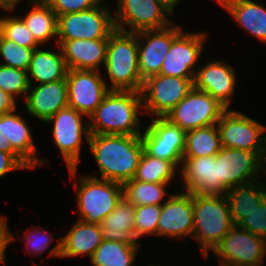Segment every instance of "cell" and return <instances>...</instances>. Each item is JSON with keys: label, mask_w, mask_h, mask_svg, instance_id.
<instances>
[{"label": "cell", "mask_w": 266, "mask_h": 266, "mask_svg": "<svg viewBox=\"0 0 266 266\" xmlns=\"http://www.w3.org/2000/svg\"><path fill=\"white\" fill-rule=\"evenodd\" d=\"M101 179L124 184L135 176L144 151L141 135L90 134Z\"/></svg>", "instance_id": "6da1fadb"}, {"label": "cell", "mask_w": 266, "mask_h": 266, "mask_svg": "<svg viewBox=\"0 0 266 266\" xmlns=\"http://www.w3.org/2000/svg\"><path fill=\"white\" fill-rule=\"evenodd\" d=\"M140 108V92L110 90L89 117L90 134L141 135Z\"/></svg>", "instance_id": "7a4b0ae2"}, {"label": "cell", "mask_w": 266, "mask_h": 266, "mask_svg": "<svg viewBox=\"0 0 266 266\" xmlns=\"http://www.w3.org/2000/svg\"><path fill=\"white\" fill-rule=\"evenodd\" d=\"M104 66L110 90L140 92L143 80L139 73L137 33L115 29L109 36Z\"/></svg>", "instance_id": "3957f363"}, {"label": "cell", "mask_w": 266, "mask_h": 266, "mask_svg": "<svg viewBox=\"0 0 266 266\" xmlns=\"http://www.w3.org/2000/svg\"><path fill=\"white\" fill-rule=\"evenodd\" d=\"M193 212L192 237L201 243L200 252L206 258L235 224L225 195L193 194Z\"/></svg>", "instance_id": "277c9868"}, {"label": "cell", "mask_w": 266, "mask_h": 266, "mask_svg": "<svg viewBox=\"0 0 266 266\" xmlns=\"http://www.w3.org/2000/svg\"><path fill=\"white\" fill-rule=\"evenodd\" d=\"M74 184L79 211V220L86 223L101 224L123 198L120 183L95 176L82 177ZM77 187H79L77 189Z\"/></svg>", "instance_id": "5b68a950"}, {"label": "cell", "mask_w": 266, "mask_h": 266, "mask_svg": "<svg viewBox=\"0 0 266 266\" xmlns=\"http://www.w3.org/2000/svg\"><path fill=\"white\" fill-rule=\"evenodd\" d=\"M217 128L224 148L255 152L266 162V126L241 112L227 109L217 122Z\"/></svg>", "instance_id": "8992f818"}, {"label": "cell", "mask_w": 266, "mask_h": 266, "mask_svg": "<svg viewBox=\"0 0 266 266\" xmlns=\"http://www.w3.org/2000/svg\"><path fill=\"white\" fill-rule=\"evenodd\" d=\"M83 115L68 106L59 110L46 121V123H54L52 132L54 142L64 158L71 178L75 179L80 162L83 135L87 141L90 137L88 120H86L87 124H84L82 122Z\"/></svg>", "instance_id": "52a82bcc"}, {"label": "cell", "mask_w": 266, "mask_h": 266, "mask_svg": "<svg viewBox=\"0 0 266 266\" xmlns=\"http://www.w3.org/2000/svg\"><path fill=\"white\" fill-rule=\"evenodd\" d=\"M194 78L158 74L143 81V109L152 117H165L194 87Z\"/></svg>", "instance_id": "ba28073f"}, {"label": "cell", "mask_w": 266, "mask_h": 266, "mask_svg": "<svg viewBox=\"0 0 266 266\" xmlns=\"http://www.w3.org/2000/svg\"><path fill=\"white\" fill-rule=\"evenodd\" d=\"M114 17L101 2L88 10L58 16L57 39H109L115 30Z\"/></svg>", "instance_id": "9c48e42d"}, {"label": "cell", "mask_w": 266, "mask_h": 266, "mask_svg": "<svg viewBox=\"0 0 266 266\" xmlns=\"http://www.w3.org/2000/svg\"><path fill=\"white\" fill-rule=\"evenodd\" d=\"M226 110L216 98L193 87L165 118L187 132L217 124Z\"/></svg>", "instance_id": "30bf717a"}, {"label": "cell", "mask_w": 266, "mask_h": 266, "mask_svg": "<svg viewBox=\"0 0 266 266\" xmlns=\"http://www.w3.org/2000/svg\"><path fill=\"white\" fill-rule=\"evenodd\" d=\"M173 12L161 0H118L114 24L116 29L133 33L162 29L173 23L167 17Z\"/></svg>", "instance_id": "8fae6325"}, {"label": "cell", "mask_w": 266, "mask_h": 266, "mask_svg": "<svg viewBox=\"0 0 266 266\" xmlns=\"http://www.w3.org/2000/svg\"><path fill=\"white\" fill-rule=\"evenodd\" d=\"M220 179V195H225L232 187L257 182L264 171L265 161L255 152L222 148L216 154Z\"/></svg>", "instance_id": "7c38bea8"}, {"label": "cell", "mask_w": 266, "mask_h": 266, "mask_svg": "<svg viewBox=\"0 0 266 266\" xmlns=\"http://www.w3.org/2000/svg\"><path fill=\"white\" fill-rule=\"evenodd\" d=\"M220 266L256 265L264 261L266 239L234 225L213 249Z\"/></svg>", "instance_id": "4fadbf2b"}, {"label": "cell", "mask_w": 266, "mask_h": 266, "mask_svg": "<svg viewBox=\"0 0 266 266\" xmlns=\"http://www.w3.org/2000/svg\"><path fill=\"white\" fill-rule=\"evenodd\" d=\"M144 150L151 156L182 164L186 131L165 117H154L141 134Z\"/></svg>", "instance_id": "5bb4252c"}, {"label": "cell", "mask_w": 266, "mask_h": 266, "mask_svg": "<svg viewBox=\"0 0 266 266\" xmlns=\"http://www.w3.org/2000/svg\"><path fill=\"white\" fill-rule=\"evenodd\" d=\"M100 70L70 69L67 72L68 106L88 118L110 92Z\"/></svg>", "instance_id": "9a60e30c"}, {"label": "cell", "mask_w": 266, "mask_h": 266, "mask_svg": "<svg viewBox=\"0 0 266 266\" xmlns=\"http://www.w3.org/2000/svg\"><path fill=\"white\" fill-rule=\"evenodd\" d=\"M207 36L204 32L185 33L182 30L174 37L170 50L163 60L160 74L180 78H194L193 67L201 57Z\"/></svg>", "instance_id": "2e32d148"}, {"label": "cell", "mask_w": 266, "mask_h": 266, "mask_svg": "<svg viewBox=\"0 0 266 266\" xmlns=\"http://www.w3.org/2000/svg\"><path fill=\"white\" fill-rule=\"evenodd\" d=\"M183 30L171 23L162 29L143 30L137 32L138 60L141 79L160 74L163 60L170 50L174 37ZM139 39L146 40L145 45Z\"/></svg>", "instance_id": "e0dca14e"}, {"label": "cell", "mask_w": 266, "mask_h": 266, "mask_svg": "<svg viewBox=\"0 0 266 266\" xmlns=\"http://www.w3.org/2000/svg\"><path fill=\"white\" fill-rule=\"evenodd\" d=\"M168 196L161 205L157 236H169L171 239L192 236L194 230L193 194L185 191Z\"/></svg>", "instance_id": "ac0fdd59"}, {"label": "cell", "mask_w": 266, "mask_h": 266, "mask_svg": "<svg viewBox=\"0 0 266 266\" xmlns=\"http://www.w3.org/2000/svg\"><path fill=\"white\" fill-rule=\"evenodd\" d=\"M181 178L186 192L201 195H220L218 161L215 156L183 157Z\"/></svg>", "instance_id": "d6986e66"}, {"label": "cell", "mask_w": 266, "mask_h": 266, "mask_svg": "<svg viewBox=\"0 0 266 266\" xmlns=\"http://www.w3.org/2000/svg\"><path fill=\"white\" fill-rule=\"evenodd\" d=\"M25 97V108L31 116L46 122L59 110L68 107L67 79L32 84Z\"/></svg>", "instance_id": "ffe728a7"}, {"label": "cell", "mask_w": 266, "mask_h": 266, "mask_svg": "<svg viewBox=\"0 0 266 266\" xmlns=\"http://www.w3.org/2000/svg\"><path fill=\"white\" fill-rule=\"evenodd\" d=\"M194 88L216 98L227 109L236 87L235 70L224 61H211L196 71Z\"/></svg>", "instance_id": "44dd1931"}, {"label": "cell", "mask_w": 266, "mask_h": 266, "mask_svg": "<svg viewBox=\"0 0 266 266\" xmlns=\"http://www.w3.org/2000/svg\"><path fill=\"white\" fill-rule=\"evenodd\" d=\"M102 241L101 225L77 220L68 233L59 238L48 256L75 257L87 254L91 258Z\"/></svg>", "instance_id": "7402d4cb"}, {"label": "cell", "mask_w": 266, "mask_h": 266, "mask_svg": "<svg viewBox=\"0 0 266 266\" xmlns=\"http://www.w3.org/2000/svg\"><path fill=\"white\" fill-rule=\"evenodd\" d=\"M109 39L56 40L68 70H98L105 65Z\"/></svg>", "instance_id": "603a6c76"}, {"label": "cell", "mask_w": 266, "mask_h": 266, "mask_svg": "<svg viewBox=\"0 0 266 266\" xmlns=\"http://www.w3.org/2000/svg\"><path fill=\"white\" fill-rule=\"evenodd\" d=\"M16 110L0 115V132L10 142L12 148L34 169L37 165L44 164L43 159H38L36 148L33 144L30 127Z\"/></svg>", "instance_id": "cb8c5ba5"}, {"label": "cell", "mask_w": 266, "mask_h": 266, "mask_svg": "<svg viewBox=\"0 0 266 266\" xmlns=\"http://www.w3.org/2000/svg\"><path fill=\"white\" fill-rule=\"evenodd\" d=\"M134 214L135 207L123 197L116 208L102 220V239L140 245L135 237Z\"/></svg>", "instance_id": "d4e9b609"}, {"label": "cell", "mask_w": 266, "mask_h": 266, "mask_svg": "<svg viewBox=\"0 0 266 266\" xmlns=\"http://www.w3.org/2000/svg\"><path fill=\"white\" fill-rule=\"evenodd\" d=\"M237 23L266 43V9L252 0H216Z\"/></svg>", "instance_id": "484cf974"}, {"label": "cell", "mask_w": 266, "mask_h": 266, "mask_svg": "<svg viewBox=\"0 0 266 266\" xmlns=\"http://www.w3.org/2000/svg\"><path fill=\"white\" fill-rule=\"evenodd\" d=\"M225 197L229 203L230 215L238 225L248 214L266 199V183L251 182L232 187Z\"/></svg>", "instance_id": "4316f807"}, {"label": "cell", "mask_w": 266, "mask_h": 266, "mask_svg": "<svg viewBox=\"0 0 266 266\" xmlns=\"http://www.w3.org/2000/svg\"><path fill=\"white\" fill-rule=\"evenodd\" d=\"M57 52L35 49L27 70L29 83L34 79L38 84L65 79L68 72L62 51Z\"/></svg>", "instance_id": "83f0119b"}, {"label": "cell", "mask_w": 266, "mask_h": 266, "mask_svg": "<svg viewBox=\"0 0 266 266\" xmlns=\"http://www.w3.org/2000/svg\"><path fill=\"white\" fill-rule=\"evenodd\" d=\"M34 6L21 19L31 31L36 42L41 45L57 36L58 17L44 0H31Z\"/></svg>", "instance_id": "f1b7e54d"}, {"label": "cell", "mask_w": 266, "mask_h": 266, "mask_svg": "<svg viewBox=\"0 0 266 266\" xmlns=\"http://www.w3.org/2000/svg\"><path fill=\"white\" fill-rule=\"evenodd\" d=\"M223 148L217 124L186 132L183 157L215 156Z\"/></svg>", "instance_id": "f546056e"}, {"label": "cell", "mask_w": 266, "mask_h": 266, "mask_svg": "<svg viewBox=\"0 0 266 266\" xmlns=\"http://www.w3.org/2000/svg\"><path fill=\"white\" fill-rule=\"evenodd\" d=\"M140 246L103 240L90 260L93 266H132Z\"/></svg>", "instance_id": "4dcf8cb0"}, {"label": "cell", "mask_w": 266, "mask_h": 266, "mask_svg": "<svg viewBox=\"0 0 266 266\" xmlns=\"http://www.w3.org/2000/svg\"><path fill=\"white\" fill-rule=\"evenodd\" d=\"M168 184L169 183L142 182L131 179L122 185L123 197L134 207L142 205H162L161 199L168 195V192L165 190Z\"/></svg>", "instance_id": "1f68e13d"}, {"label": "cell", "mask_w": 266, "mask_h": 266, "mask_svg": "<svg viewBox=\"0 0 266 266\" xmlns=\"http://www.w3.org/2000/svg\"><path fill=\"white\" fill-rule=\"evenodd\" d=\"M176 167L172 161L153 157L144 150L133 179L151 183H170L176 174Z\"/></svg>", "instance_id": "d6a6232c"}, {"label": "cell", "mask_w": 266, "mask_h": 266, "mask_svg": "<svg viewBox=\"0 0 266 266\" xmlns=\"http://www.w3.org/2000/svg\"><path fill=\"white\" fill-rule=\"evenodd\" d=\"M35 49L18 45L2 36L0 39V55L5 60L2 65L27 71Z\"/></svg>", "instance_id": "836d02e7"}, {"label": "cell", "mask_w": 266, "mask_h": 266, "mask_svg": "<svg viewBox=\"0 0 266 266\" xmlns=\"http://www.w3.org/2000/svg\"><path fill=\"white\" fill-rule=\"evenodd\" d=\"M30 87L27 71L0 64V89L12 97L25 95Z\"/></svg>", "instance_id": "e575fe53"}, {"label": "cell", "mask_w": 266, "mask_h": 266, "mask_svg": "<svg viewBox=\"0 0 266 266\" xmlns=\"http://www.w3.org/2000/svg\"><path fill=\"white\" fill-rule=\"evenodd\" d=\"M161 205H142L135 207L134 231L136 239L143 235L157 236V225Z\"/></svg>", "instance_id": "d590c367"}, {"label": "cell", "mask_w": 266, "mask_h": 266, "mask_svg": "<svg viewBox=\"0 0 266 266\" xmlns=\"http://www.w3.org/2000/svg\"><path fill=\"white\" fill-rule=\"evenodd\" d=\"M3 36L18 45L28 48H38L31 31L20 17L5 16L3 23Z\"/></svg>", "instance_id": "8d00e7d4"}, {"label": "cell", "mask_w": 266, "mask_h": 266, "mask_svg": "<svg viewBox=\"0 0 266 266\" xmlns=\"http://www.w3.org/2000/svg\"><path fill=\"white\" fill-rule=\"evenodd\" d=\"M238 226L266 239V199L248 214Z\"/></svg>", "instance_id": "74e56055"}, {"label": "cell", "mask_w": 266, "mask_h": 266, "mask_svg": "<svg viewBox=\"0 0 266 266\" xmlns=\"http://www.w3.org/2000/svg\"><path fill=\"white\" fill-rule=\"evenodd\" d=\"M56 13L57 17L63 14L76 13L97 6L102 0H44Z\"/></svg>", "instance_id": "f35d334b"}, {"label": "cell", "mask_w": 266, "mask_h": 266, "mask_svg": "<svg viewBox=\"0 0 266 266\" xmlns=\"http://www.w3.org/2000/svg\"><path fill=\"white\" fill-rule=\"evenodd\" d=\"M27 234L28 233L26 232L25 240L27 241V243H25V246L35 254L37 253V255L42 254V252L49 247V244L55 241V238L49 235L48 231H42L40 230V228L39 230H32L31 232H29L28 236Z\"/></svg>", "instance_id": "ab89813d"}, {"label": "cell", "mask_w": 266, "mask_h": 266, "mask_svg": "<svg viewBox=\"0 0 266 266\" xmlns=\"http://www.w3.org/2000/svg\"><path fill=\"white\" fill-rule=\"evenodd\" d=\"M20 169L33 168L19 154H9L0 150V178Z\"/></svg>", "instance_id": "60d3db41"}, {"label": "cell", "mask_w": 266, "mask_h": 266, "mask_svg": "<svg viewBox=\"0 0 266 266\" xmlns=\"http://www.w3.org/2000/svg\"><path fill=\"white\" fill-rule=\"evenodd\" d=\"M14 236L7 227V217L0 215V264L5 263V251L9 243L14 240Z\"/></svg>", "instance_id": "b9f144b4"}, {"label": "cell", "mask_w": 266, "mask_h": 266, "mask_svg": "<svg viewBox=\"0 0 266 266\" xmlns=\"http://www.w3.org/2000/svg\"><path fill=\"white\" fill-rule=\"evenodd\" d=\"M15 98L0 89V115L16 110Z\"/></svg>", "instance_id": "7bdbcfd3"}, {"label": "cell", "mask_w": 266, "mask_h": 266, "mask_svg": "<svg viewBox=\"0 0 266 266\" xmlns=\"http://www.w3.org/2000/svg\"><path fill=\"white\" fill-rule=\"evenodd\" d=\"M0 150L9 154H18L11 146L9 140L0 132Z\"/></svg>", "instance_id": "ee69618b"}, {"label": "cell", "mask_w": 266, "mask_h": 266, "mask_svg": "<svg viewBox=\"0 0 266 266\" xmlns=\"http://www.w3.org/2000/svg\"><path fill=\"white\" fill-rule=\"evenodd\" d=\"M21 0H0V8L5 9V11H13L16 5L20 3Z\"/></svg>", "instance_id": "f6af8a7d"}, {"label": "cell", "mask_w": 266, "mask_h": 266, "mask_svg": "<svg viewBox=\"0 0 266 266\" xmlns=\"http://www.w3.org/2000/svg\"><path fill=\"white\" fill-rule=\"evenodd\" d=\"M164 4H166L172 11L174 10L173 8L177 6V4L181 0H161Z\"/></svg>", "instance_id": "bcb514c9"}, {"label": "cell", "mask_w": 266, "mask_h": 266, "mask_svg": "<svg viewBox=\"0 0 266 266\" xmlns=\"http://www.w3.org/2000/svg\"><path fill=\"white\" fill-rule=\"evenodd\" d=\"M3 23H4V17L0 18V39L3 36Z\"/></svg>", "instance_id": "7dc6e473"}, {"label": "cell", "mask_w": 266, "mask_h": 266, "mask_svg": "<svg viewBox=\"0 0 266 266\" xmlns=\"http://www.w3.org/2000/svg\"><path fill=\"white\" fill-rule=\"evenodd\" d=\"M241 266H261V264H256V265H241Z\"/></svg>", "instance_id": "c3c4849f"}]
</instances>
